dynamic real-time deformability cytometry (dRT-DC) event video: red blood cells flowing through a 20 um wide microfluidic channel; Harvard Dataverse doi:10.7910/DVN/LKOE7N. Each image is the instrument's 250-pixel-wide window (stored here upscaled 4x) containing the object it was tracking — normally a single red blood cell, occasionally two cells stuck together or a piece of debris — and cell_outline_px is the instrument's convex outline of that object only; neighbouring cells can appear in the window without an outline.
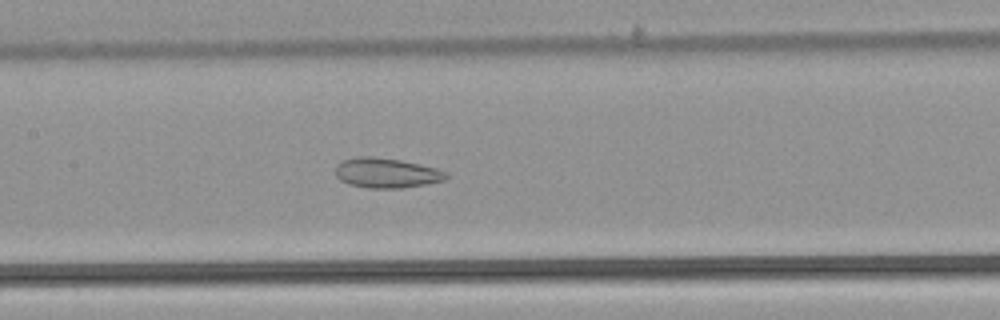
{"species": "common noctule bat (a hibernating species)", "species_latin": "Nyctalus noctula", "temperature_condition": "warm", "stored_images_in_passage": 35, "camera_frame_rate_fps": 3000, "um_per_image_px": 0.085, "animal": {"sex": "male", "body_mass_g": 21.5, "forearm_length_mm": 52.0}, "frame": {"image": 1, "passage_image": 11, "time_ms": 3.333, "image_size_px": [1000, 320], "cell_outline_px": [[448, 176], [444, 180], [424, 184], [400, 188], [368, 188], [348, 184], [340, 180], [336, 176], [336, 164], [344, 160], [356, 156], [368, 156], [400, 160], [420, 164], [436, 168], [448, 172]], "centroid_in_image_um": [32.83, 14.7], "position_along_channel_um": 174.6, "area_um2": 19.25}}
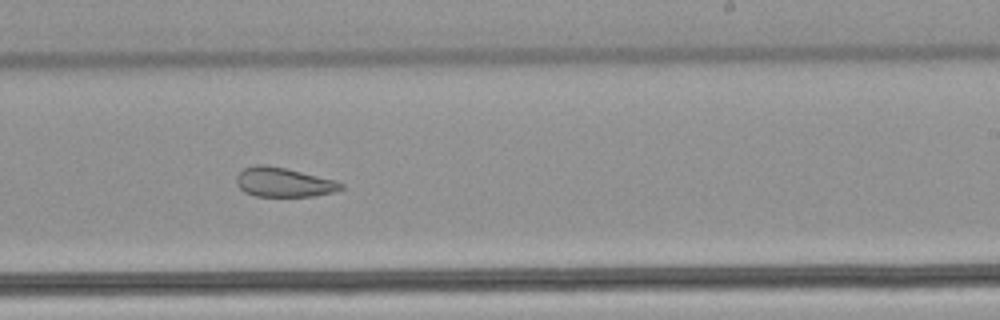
{"frame": {"image": 2, "passage_image": 18, "time_ms": 5.667, "image_size_px": [1000, 320], "cell_outline_px": [[344, 188], [332, 192], [312, 196], [256, 196], [244, 192], [236, 184], [236, 176], [244, 168], [256, 164], [264, 164], [284, 168], [336, 180], [344, 184]], "centroid_in_image_um": [24.09, 15.49], "position_along_channel_um": 264.9, "area_um2": 17.8}}
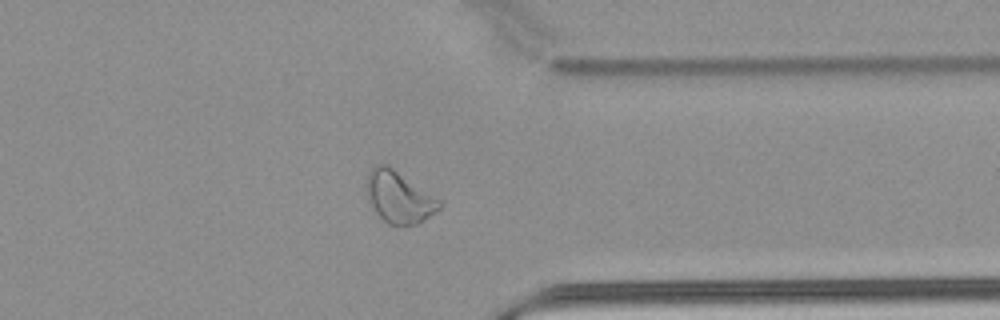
{"frame": {"image": 3, "passage_image": 27, "time_ms": 8.667, "image_size_px": [1000, 320], "cell_outline_px": [[444, 204], [440, 208], [416, 224], [388, 224], [376, 212], [368, 200], [368, 172], [376, 164], [388, 164], [440, 200]], "centroid_in_image_um": [33.92, 16.73], "position_along_channel_um": 377.5, "area_um2": 21.39}}